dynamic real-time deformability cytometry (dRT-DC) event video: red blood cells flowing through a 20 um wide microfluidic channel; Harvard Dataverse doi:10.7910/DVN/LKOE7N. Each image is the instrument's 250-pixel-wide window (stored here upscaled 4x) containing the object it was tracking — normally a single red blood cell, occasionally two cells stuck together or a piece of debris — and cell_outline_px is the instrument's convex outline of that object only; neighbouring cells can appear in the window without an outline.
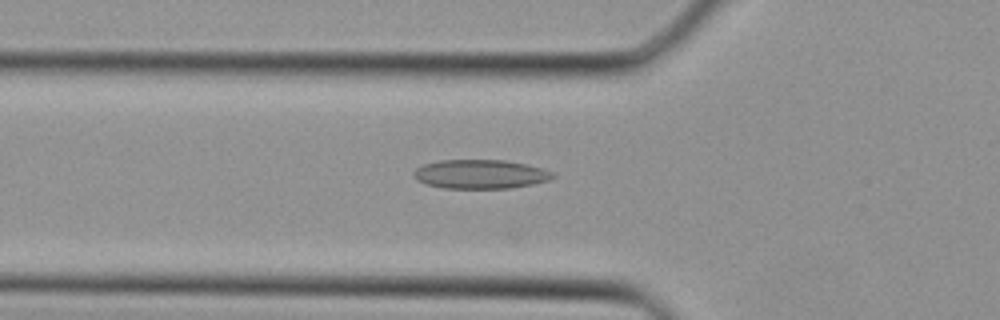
{"species": "Egyptian fruit bat (a non-hibernating species)", "species_latin": "Rousettus aegyptiacus", "temperature_condition": "cold", "stored_images_in_passage": 28, "camera_frame_rate_fps": 3000, "um_per_image_px": 0.085, "animal": {"sex": "female"}, "frame": {"image": 1, "passage_image": 4, "time_ms": 1.0, "image_size_px": [1000, 320], "cell_outline_px": [[556, 176], [548, 180], [532, 184], [512, 188], [444, 188], [424, 184], [416, 180], [412, 176], [412, 172], [416, 168], [424, 164], [440, 160], [504, 160], [524, 164], [540, 168], [552, 172]], "centroid_in_image_um": [40.77, 14.81], "position_along_channel_um": 85.0, "area_um2": 23.52}}
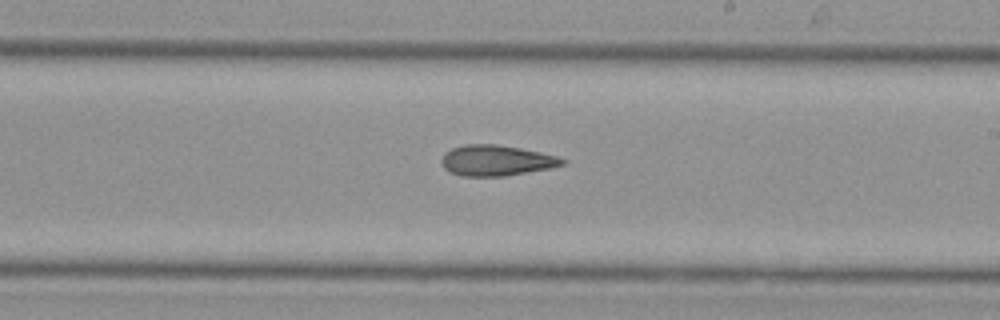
{"frame": {"image": 2, "passage_image": 13, "time_ms": 4.0, "image_size_px": [1000, 320], "cell_outline_px": [[568, 164], [548, 168], [504, 176], [460, 176], [448, 172], [444, 168], [440, 160], [444, 152], [452, 148], [464, 144], [496, 144], [520, 148], [540, 152], [556, 156], [568, 160]], "centroid_in_image_um": [42.16, 13.64], "position_along_channel_um": 246.8, "area_um2": 21.73}}
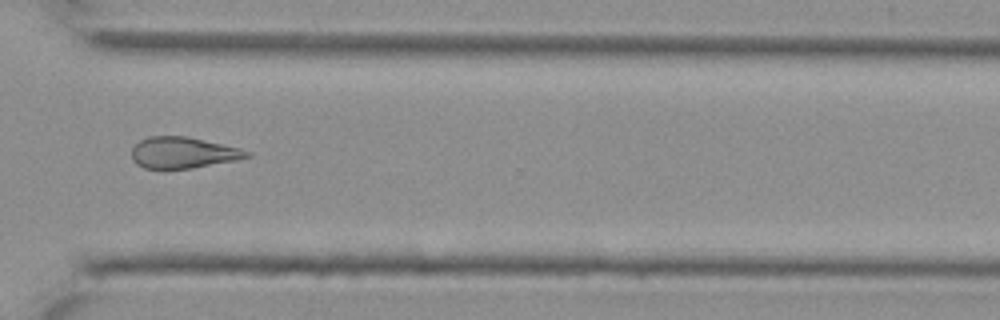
{"frame": {"image": 3, "passage_image": 19, "time_ms": 6.0, "image_size_px": [1000, 320], "cell_outline_px": [[252, 156], [236, 160], [192, 168], [144, 168], [136, 164], [132, 160], [132, 148], [140, 140], [148, 136], [188, 136], [240, 148], [252, 152]], "centroid_in_image_um": [15.57, 12.97], "position_along_channel_um": 355.0, "area_um2": 20.98}}